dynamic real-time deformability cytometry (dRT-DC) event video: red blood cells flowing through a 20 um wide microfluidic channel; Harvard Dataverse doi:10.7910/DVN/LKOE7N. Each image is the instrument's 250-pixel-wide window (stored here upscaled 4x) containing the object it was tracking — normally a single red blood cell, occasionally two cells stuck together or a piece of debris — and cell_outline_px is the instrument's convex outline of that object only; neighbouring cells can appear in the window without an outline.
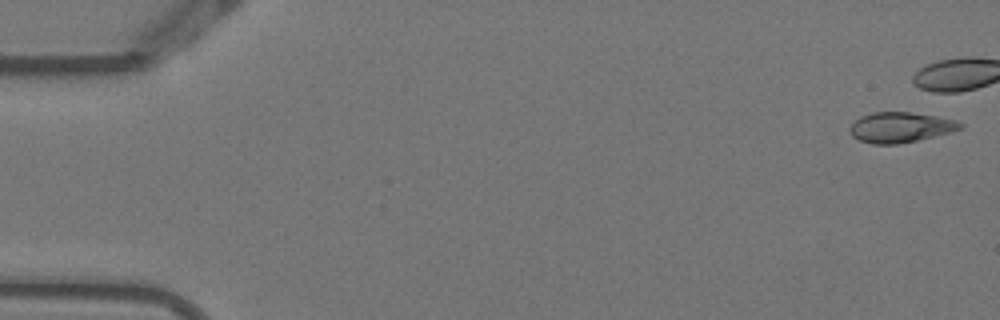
{"species": "Egyptian fruit bat (a non-hibernating species)", "species_latin": "Rousettus aegyptiacus", "temperature_condition": "warm", "stored_images_in_passage": 3, "camera_frame_rate_fps": 3000, "um_per_image_px": 0.085, "animal": {"sex": "female"}, "frame": {"image": 1, "passage_image": 1, "time_ms": 0.0, "image_size_px": [1000, 320], "cell_outline_px": [[964, 128], [916, 140], [896, 144], [872, 144], [860, 140], [852, 136], [848, 132], [848, 128], [860, 116], [872, 112], [908, 112], [936, 116], [956, 120], [964, 124]], "centroid_in_image_um": [76.5, 10.81], "position_along_channel_um": 8.5, "area_um2": 19.36}}